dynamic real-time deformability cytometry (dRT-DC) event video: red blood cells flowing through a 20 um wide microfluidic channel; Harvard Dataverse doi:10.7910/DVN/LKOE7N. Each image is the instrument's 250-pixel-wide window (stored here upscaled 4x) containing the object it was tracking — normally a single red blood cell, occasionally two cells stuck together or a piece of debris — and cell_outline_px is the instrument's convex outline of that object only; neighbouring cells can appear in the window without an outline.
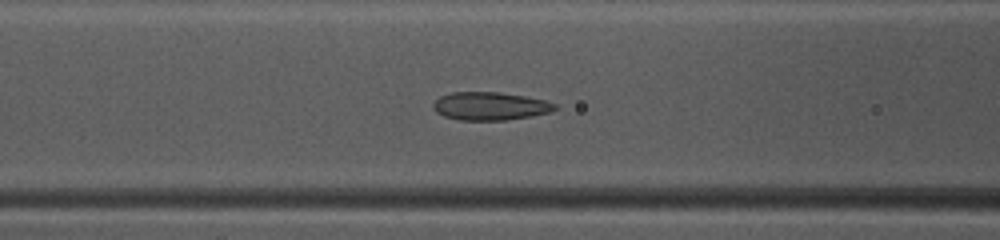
{"species": "common noctule bat (a hibernating species)", "species_latin": "Nyctalus noctula", "temperature_condition": "warm", "stored_images_in_passage": 37, "camera_frame_rate_fps": 3000, "um_per_image_px": 0.085, "animal": {"sex": "female", "body_mass_g": 10.0, "forearm_length_mm": 53.1}, "frame": {"image": 1, "passage_image": 9, "time_ms": 2.667, "image_size_px": [1000, 240], "cell_outline_px": [[556, 108], [552, 112], [532, 116], [504, 120], [460, 120], [444, 116], [436, 112], [432, 108], [432, 104], [440, 96], [452, 92], [500, 92], [524, 96], [544, 100], [556, 104]], "centroid_in_image_um": [41.64, 9.02], "position_along_channel_um": 125.0, "area_um2": 19.94}}
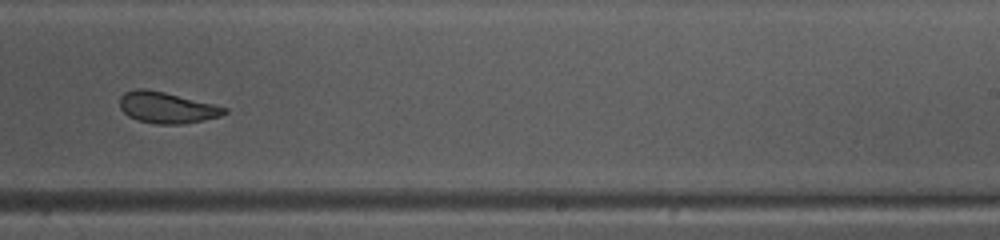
{"frame": {"image": 2, "passage_image": 20, "time_ms": 6.333, "image_size_px": [1000, 240], "cell_outline_px": [[228, 112], [220, 116], [204, 120], [180, 124], [156, 124], [136, 120], [128, 116], [120, 108], [120, 96], [124, 92], [136, 88], [144, 88], [164, 92], [228, 108]], "centroid_in_image_um": [14.14, 9.15], "position_along_channel_um": 274.9, "area_um2": 18.96}}
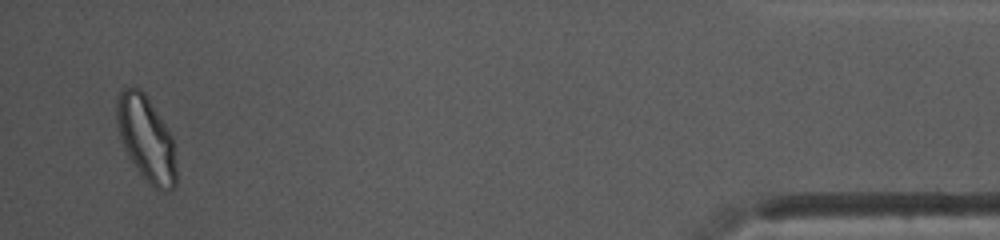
{"frame": {"image": 3, "passage_image": 36, "time_ms": 11.667, "image_size_px": [1000, 240], "cell_outline_px": [[176, 184], [172, 188], [156, 188], [148, 184], [136, 168], [128, 156], [124, 148], [120, 136], [116, 120], [116, 100], [120, 92], [124, 88], [140, 88], [144, 92], [172, 136], [176, 164]], "centroid_in_image_um": [12.41, 11.78], "position_along_channel_um": 422.8, "area_um2": 29.13}, "authors_computed_cell_mechanics": {"area_um2": 20.4034, "velocity_mm_per_s": 4.086, "shape_relaxation_time_tau1_ms": 5.2693, "shape_relaxation_time_tau2_ms": 1.291, "deformation_change_tau1": 0.1337, "deformation_change_tau2": 0.0502}}